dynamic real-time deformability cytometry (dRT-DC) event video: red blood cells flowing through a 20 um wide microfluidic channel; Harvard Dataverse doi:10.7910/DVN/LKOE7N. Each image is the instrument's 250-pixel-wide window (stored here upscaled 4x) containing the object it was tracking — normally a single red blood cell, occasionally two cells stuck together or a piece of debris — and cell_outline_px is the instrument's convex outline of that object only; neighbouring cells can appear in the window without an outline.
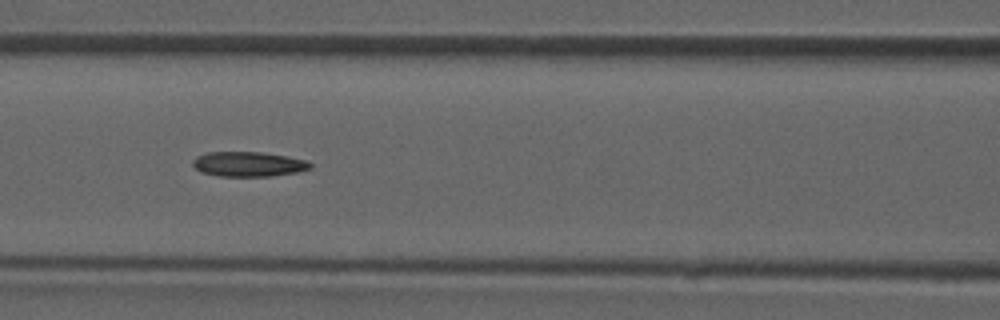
{"species": "common noctule bat (a hibernating species)", "species_latin": "Nyctalus noctula", "temperature_condition": "room temperature", "stored_images_in_passage": 49, "camera_frame_rate_fps": 3000, "um_per_image_px": 0.085, "animal": {"sex": "male", "forearm_length_mm": 52.5}, "frame": {"image": 1, "passage_image": 21, "time_ms": 6.667, "image_size_px": [1000, 320], "cell_outline_px": [[312, 168], [296, 172], [272, 176], [216, 176], [200, 172], [192, 164], [192, 160], [196, 156], [208, 152], [260, 152], [288, 156], [308, 160], [312, 164]], "centroid_in_image_um": [21.12, 13.95], "position_along_channel_um": 145.5, "area_um2": 17.17}}